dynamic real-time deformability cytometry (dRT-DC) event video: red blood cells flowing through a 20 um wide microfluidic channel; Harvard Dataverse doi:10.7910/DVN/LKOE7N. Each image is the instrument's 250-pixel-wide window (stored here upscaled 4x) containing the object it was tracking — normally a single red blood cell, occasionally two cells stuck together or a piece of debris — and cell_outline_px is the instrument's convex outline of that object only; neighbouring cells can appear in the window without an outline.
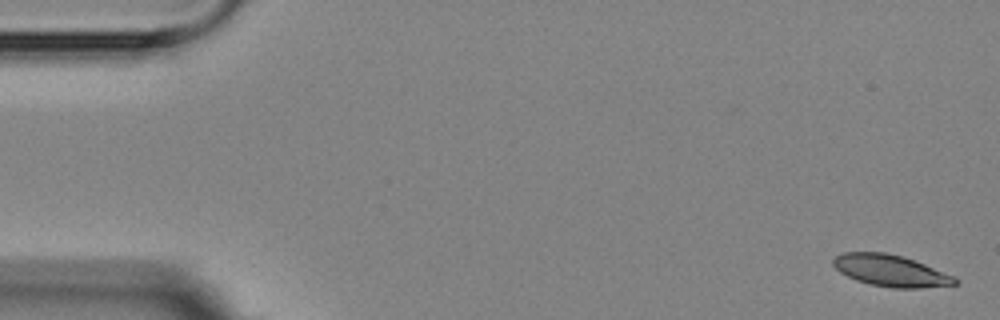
{"species": "Egyptian fruit bat (a non-hibernating species)", "species_latin": "Rousettus aegyptiacus", "temperature_condition": "room temperature", "stored_images_in_passage": 5, "camera_frame_rate_fps": 3000, "um_per_image_px": 0.085, "animal": {"sex": "female"}, "frame": {"image": 1, "passage_image": 1, "time_ms": 0.0, "image_size_px": [1000, 320], "cell_outline_px": [[960, 284], [920, 288], [892, 288], [872, 284], [856, 280], [840, 272], [832, 264], [832, 260], [836, 256], [844, 252], [884, 252], [904, 256], [924, 264], [952, 276], [960, 280]], "centroid_in_image_um": [75.71, 23.0], "position_along_channel_um": 9.3, "area_um2": 22.31}}
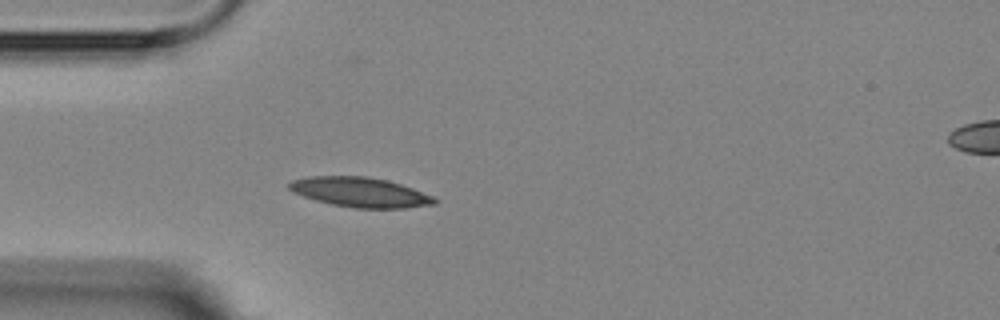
{"frame": {"image": 2, "passage_image": 5, "time_ms": 4.667, "image_size_px": [1000, 320], "cell_outline_px": [[440, 200], [436, 204], [404, 208], [352, 208], [332, 204], [316, 200], [292, 192], [288, 188], [288, 184], [292, 180], [312, 176], [364, 176], [388, 180], [412, 188], [432, 196]], "centroid_in_image_um": [30.62, 16.34], "position_along_channel_um": 54.4, "area_um2": 25.14}}